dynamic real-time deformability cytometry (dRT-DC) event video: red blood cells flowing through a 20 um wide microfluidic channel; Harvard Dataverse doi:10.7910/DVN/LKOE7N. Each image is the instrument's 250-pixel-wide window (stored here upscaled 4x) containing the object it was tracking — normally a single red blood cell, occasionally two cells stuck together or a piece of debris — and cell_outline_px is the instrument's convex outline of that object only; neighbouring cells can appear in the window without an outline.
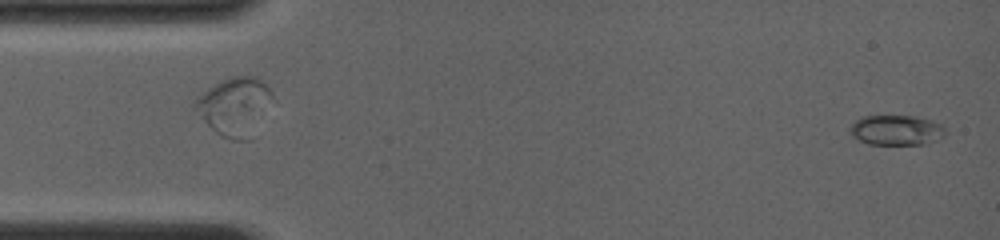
{"species": "common noctule bat (a hibernating species)", "species_latin": "Nyctalus noctula", "temperature_condition": "room temperature", "stored_images_in_passage": 17, "segment_of_instrument_passage": [2, 2], "camera_frame_rate_fps": 4000, "um_per_image_px": 0.085, "animal": {"sex": "female", "body_mass_g": 19.0, "forearm_length_mm": 56.7}, "frame": {"image": 1, "passage_image": 17, "time_ms": 4.0, "image_size_px": [1000, 240], "cell_outline_px": [[944, 136], [936, 140], [924, 144], [868, 144], [852, 136], [848, 132], [848, 128], [860, 116], [916, 116], [932, 120], [940, 124], [944, 128]], "centroid_in_image_um": [76.15, 11.05], "position_along_channel_um": 8.9, "area_um2": 16.76}}